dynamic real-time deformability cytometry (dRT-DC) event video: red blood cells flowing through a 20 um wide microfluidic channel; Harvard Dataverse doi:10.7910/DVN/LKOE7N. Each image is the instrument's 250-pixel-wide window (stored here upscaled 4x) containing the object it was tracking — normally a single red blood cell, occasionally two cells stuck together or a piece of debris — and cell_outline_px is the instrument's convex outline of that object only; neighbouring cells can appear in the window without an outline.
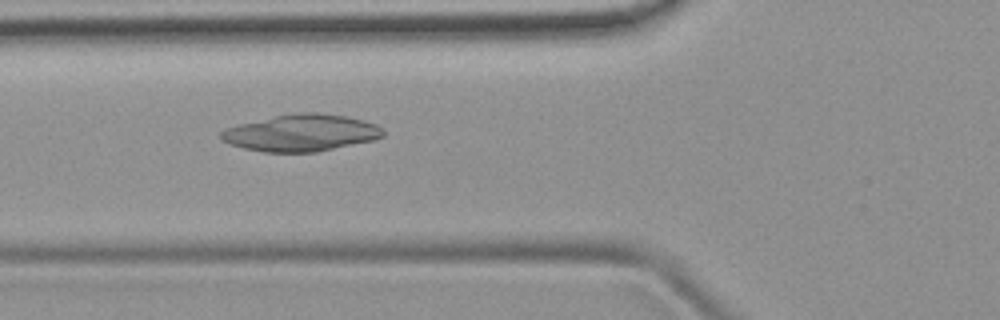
{"species": "common noctule bat (a hibernating species)", "species_latin": "Nyctalus noctula", "temperature_condition": "room temperature", "stored_images_in_passage": 51, "camera_frame_rate_fps": 3000, "um_per_image_px": 0.085, "animal": {"sex": "female", "body_mass_g": 19.9}, "frame": {"image": 1, "passage_image": 19, "time_ms": 6.0, "image_size_px": [1000, 320], "cell_outline_px": [[384, 136], [376, 140], [316, 152], [264, 152], [244, 148], [228, 144], [220, 140], [220, 132], [224, 128], [236, 124], [276, 116], [304, 112], [316, 112], [344, 116], [364, 120], [376, 124], [384, 132]], "centroid_in_image_um": [25.58, 11.3], "position_along_channel_um": 100.2, "area_um2": 34.91}}
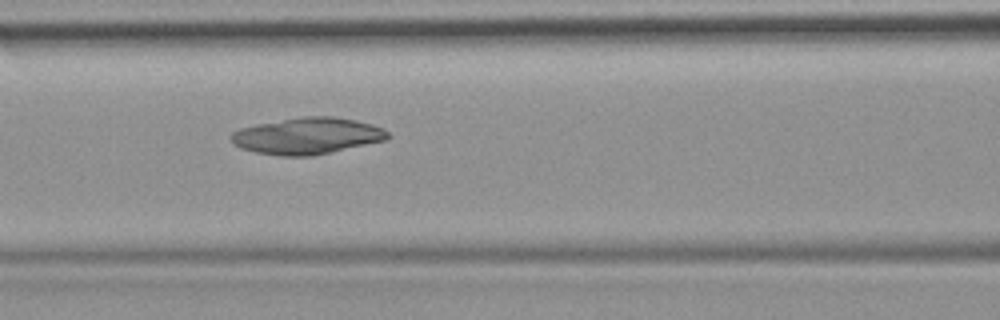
{"frame": {"image": 2, "passage_image": 22, "time_ms": 7.0, "image_size_px": [1000, 320], "cell_outline_px": [[392, 136], [388, 140], [332, 152], [308, 156], [280, 156], [256, 152], [240, 148], [232, 144], [232, 132], [240, 128], [256, 124], [300, 116], [332, 116], [356, 120], [372, 124], [384, 128]], "centroid_in_image_um": [26.16, 11.55], "position_along_channel_um": 140.4, "area_um2": 33.64}}
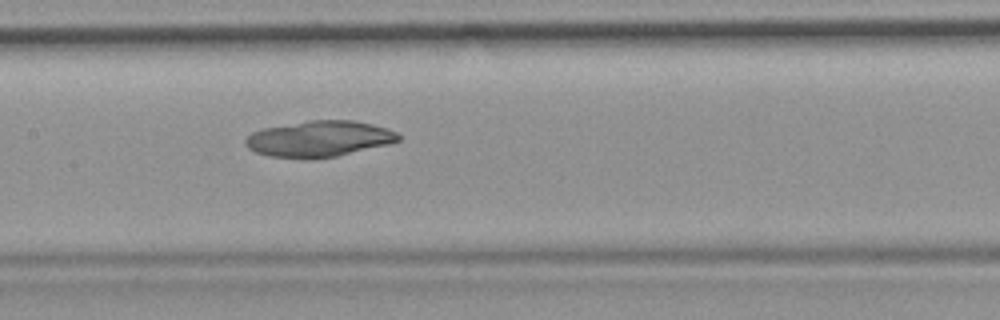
{"frame": {"image": 3, "passage_image": 25, "time_ms": 8.0, "image_size_px": [1000, 320], "cell_outline_px": [[400, 140], [388, 144], [336, 156], [312, 160], [304, 160], [268, 156], [256, 152], [248, 148], [244, 140], [252, 132], [264, 128], [308, 120], [352, 120], [372, 124], [388, 128], [396, 132], [400, 136]], "centroid_in_image_um": [27.11, 11.81], "position_along_channel_um": 180.3, "area_um2": 32.31}}